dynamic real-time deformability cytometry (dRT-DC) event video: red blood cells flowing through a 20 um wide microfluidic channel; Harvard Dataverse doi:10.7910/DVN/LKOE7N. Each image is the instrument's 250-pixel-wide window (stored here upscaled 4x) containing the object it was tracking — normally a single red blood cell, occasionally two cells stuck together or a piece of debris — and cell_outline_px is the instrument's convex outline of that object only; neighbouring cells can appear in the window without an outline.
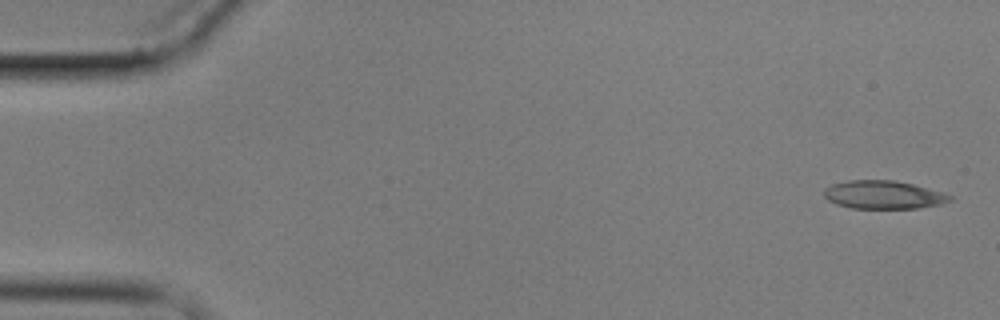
{"species": "common noctule bat (a hibernating species)", "species_latin": "Nyctalus noctula", "temperature_condition": "cold", "stored_images_in_passage": 6, "camera_frame_rate_fps": 3000, "um_per_image_px": 0.085, "animal": {"sex": "male", "body_mass_g": 17.9}, "frame": {"image": 1, "passage_image": 1, "time_ms": 0.0, "image_size_px": [1000, 320], "cell_outline_px": [[952, 200], [940, 204], [916, 208], [852, 208], [836, 204], [828, 200], [824, 196], [824, 188], [832, 184], [848, 180], [892, 180], [912, 184], [944, 192], [952, 196]], "centroid_in_image_um": [75.08, 16.55], "position_along_channel_um": 9.9, "area_um2": 20.63}}
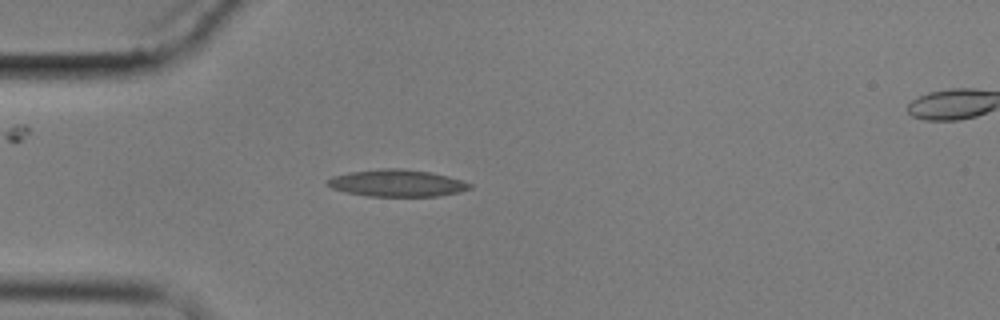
{"frame": {"image": 2, "passage_image": 5, "time_ms": 4.667, "image_size_px": [1000, 320], "cell_outline_px": [[472, 188], [460, 192], [436, 196], [368, 196], [348, 192], [332, 188], [328, 184], [328, 180], [332, 176], [348, 172], [380, 168], [400, 168], [432, 172], [448, 176], [472, 184]], "centroid_in_image_um": [33.77, 15.55], "position_along_channel_um": 51.2, "area_um2": 22.31}}